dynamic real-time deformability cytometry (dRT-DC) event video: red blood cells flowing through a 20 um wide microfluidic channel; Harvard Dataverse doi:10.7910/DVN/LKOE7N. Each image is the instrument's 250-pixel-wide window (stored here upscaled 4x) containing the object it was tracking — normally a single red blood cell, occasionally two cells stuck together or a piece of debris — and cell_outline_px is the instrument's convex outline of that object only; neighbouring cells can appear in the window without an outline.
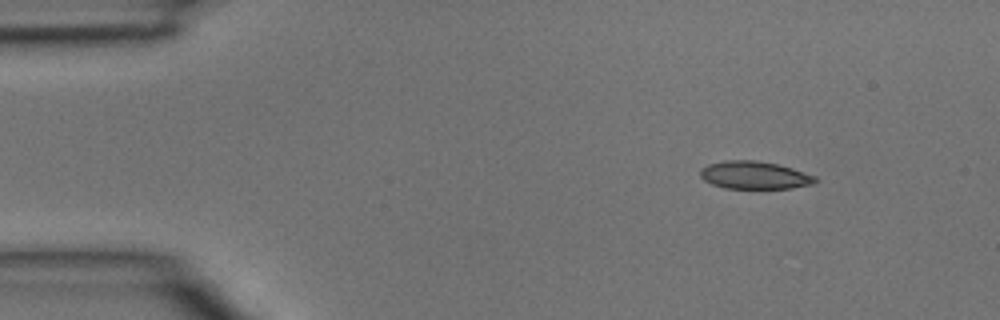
{"species": "common noctule bat (a hibernating species)", "species_latin": "Nyctalus noctula", "temperature_condition": "room temperature", "stored_images_in_passage": 3, "camera_frame_rate_fps": 3000, "um_per_image_px": 0.085, "animal": {"sex": "male", "body_mass_g": 15.6}, "frame": {"image": 1, "passage_image": 1, "time_ms": 0.0, "image_size_px": [1000, 320], "cell_outline_px": [[820, 180], [816, 184], [792, 188], [724, 188], [712, 184], [704, 180], [700, 176], [700, 168], [708, 164], [724, 160], [756, 160], [776, 164], [792, 168], [816, 176]], "centroid_in_image_um": [64.16, 14.89], "position_along_channel_um": 20.8, "area_um2": 18.79}}
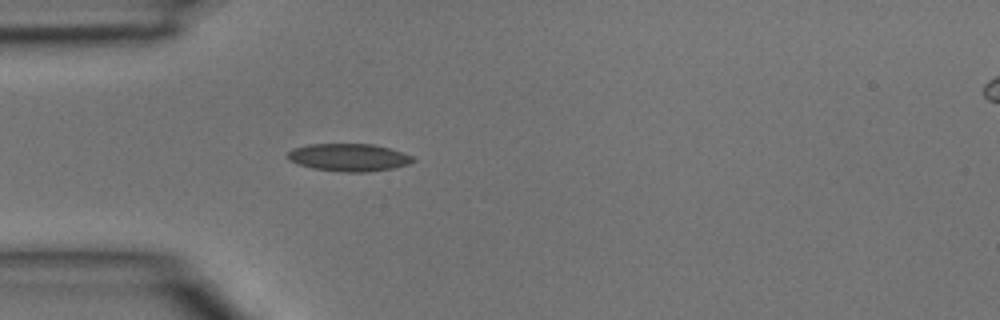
{"frame": {"image": 2, "passage_image": 3, "time_ms": 0.667, "image_size_px": [1000, 320], "cell_outline_px": [[416, 160], [408, 164], [392, 168], [368, 172], [340, 172], [312, 168], [288, 160], [284, 156], [292, 148], [308, 144], [372, 144], [388, 148], [412, 156]], "centroid_in_image_um": [29.59, 13.38], "position_along_channel_um": 55.4, "area_um2": 20.17}}